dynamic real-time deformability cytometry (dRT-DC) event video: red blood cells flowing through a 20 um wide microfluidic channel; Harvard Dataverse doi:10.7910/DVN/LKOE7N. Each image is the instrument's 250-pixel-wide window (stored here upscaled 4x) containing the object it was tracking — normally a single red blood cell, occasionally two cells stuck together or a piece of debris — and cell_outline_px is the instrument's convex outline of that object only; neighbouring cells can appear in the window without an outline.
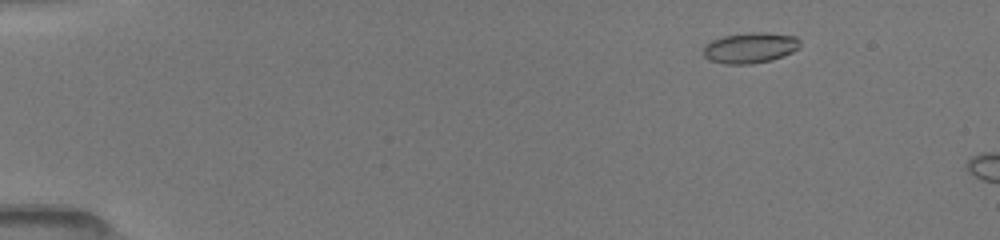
{"species": "common noctule bat (a hibernating species)", "species_latin": "Nyctalus noctula", "temperature_condition": "room temperature", "stored_images_in_passage": 11, "camera_frame_rate_fps": 3000, "um_per_image_px": 0.085, "animal": {"sex": "female", "body_mass_g": 19.5, "forearm_length_mm": 54.1}, "frame": {"image": 1, "passage_image": 7, "time_ms": 2.0, "image_size_px": [1000, 240], "cell_outline_px": [[800, 48], [784, 56], [772, 60], [752, 64], [724, 64], [708, 60], [704, 56], [704, 44], [712, 40], [724, 36], [752, 32], [764, 32], [796, 36], [800, 40]], "centroid_in_image_um": [63.78, 4.07], "position_along_channel_um": 21.2, "area_um2": 17.46}}